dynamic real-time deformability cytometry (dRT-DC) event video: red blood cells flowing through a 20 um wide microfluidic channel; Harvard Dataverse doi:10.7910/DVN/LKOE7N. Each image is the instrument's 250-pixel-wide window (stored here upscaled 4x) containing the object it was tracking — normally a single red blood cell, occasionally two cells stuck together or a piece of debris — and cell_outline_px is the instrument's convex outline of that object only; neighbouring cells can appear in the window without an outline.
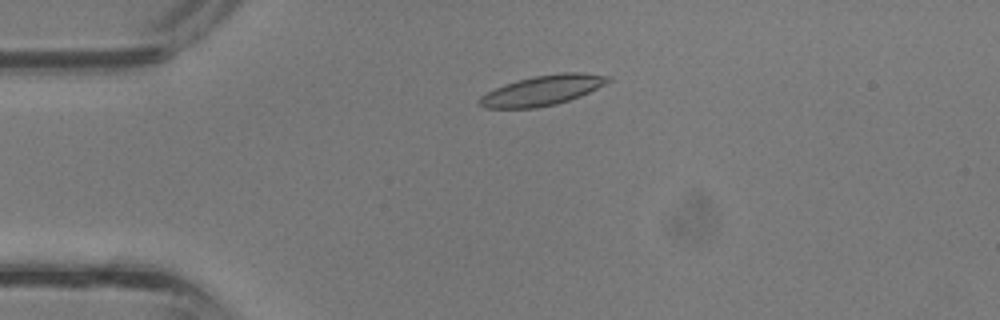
{"species": "common noctule bat (a hibernating species)", "species_latin": "Nyctalus noctula", "temperature_condition": "room temperature", "stored_images_in_passage": 37, "camera_frame_rate_fps": 3000, "um_per_image_px": 0.085, "animal": {"sex": "male", "body_mass_g": 13.3}, "frame": {"image": 1, "passage_image": 8, "time_ms": 2.333, "image_size_px": [1000, 320], "cell_outline_px": [[612, 80], [580, 96], [556, 104], [536, 108], [484, 108], [476, 104], [476, 100], [480, 96], [504, 84], [516, 80], [532, 76], [560, 72], [580, 72], [612, 76]], "centroid_in_image_um": [46.07, 7.67], "position_along_channel_um": 38.9, "area_um2": 22.66}}
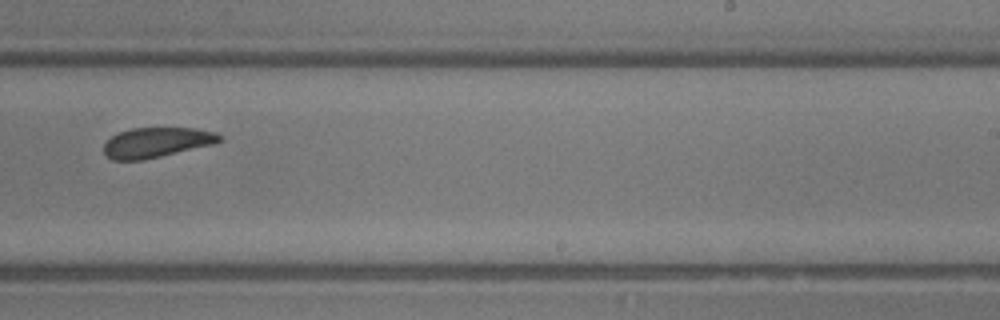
{"frame": {"image": 2, "passage_image": 23, "time_ms": 7.333, "image_size_px": [1000, 320], "cell_outline_px": [[224, 140], [212, 144], [144, 160], [112, 160], [104, 152], [104, 144], [112, 136], [120, 132], [132, 128], [196, 128], [216, 132], [224, 136]], "centroid_in_image_um": [13.35, 12.1], "position_along_channel_um": 275.7, "area_um2": 20.17}}
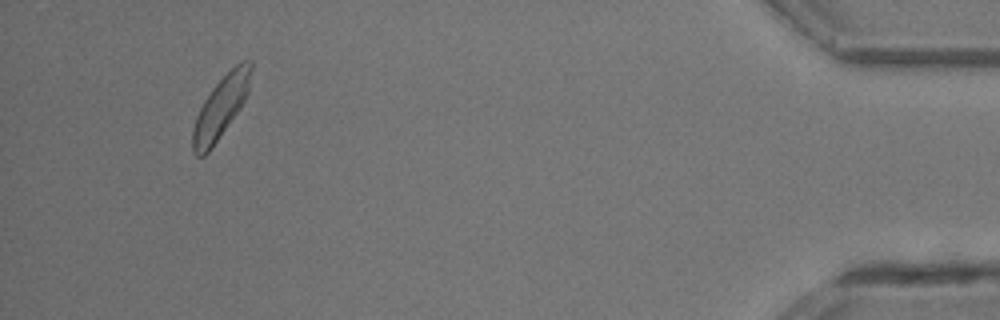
{"frame": {"image": 3, "passage_image": 35, "time_ms": 11.333, "image_size_px": [1000, 320], "cell_outline_px": [[252, 68], [248, 92], [240, 108], [212, 148], [204, 156], [196, 156], [192, 152], [192, 128], [196, 116], [204, 100], [212, 88], [236, 64], [244, 60], [252, 60]], "centroid_in_image_um": [18.75, 9.14], "position_along_channel_um": 416.5, "area_um2": 20.81}}